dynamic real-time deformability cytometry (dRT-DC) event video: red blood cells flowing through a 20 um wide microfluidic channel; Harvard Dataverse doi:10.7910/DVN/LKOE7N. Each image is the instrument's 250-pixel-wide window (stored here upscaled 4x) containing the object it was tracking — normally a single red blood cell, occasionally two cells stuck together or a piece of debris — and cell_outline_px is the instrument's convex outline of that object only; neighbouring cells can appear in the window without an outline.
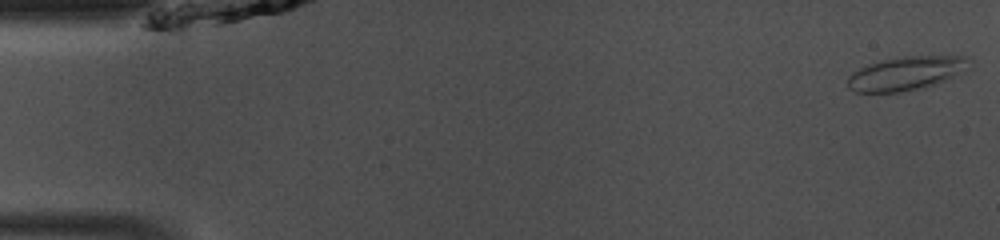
{"species": "common noctule bat (a hibernating species)", "species_latin": "Nyctalus noctula", "temperature_condition": "room temperature", "stored_images_in_passage": 47, "camera_frame_rate_fps": 3000, "um_per_image_px": 0.085, "animal": {"sex": "male", "body_mass_g": 13.0, "forearm_length_mm": 53.1}, "frame": {"image": 1, "passage_image": 1, "time_ms": 0.0, "image_size_px": [1000, 240], "cell_outline_px": [[972, 68], [944, 80], [924, 88], [900, 92], [856, 92], [848, 88], [848, 76], [852, 72], [868, 64], [884, 60], [904, 56], [972, 56]], "centroid_in_image_um": [77.09, 6.22], "position_along_channel_um": 7.9, "area_um2": 24.1}}
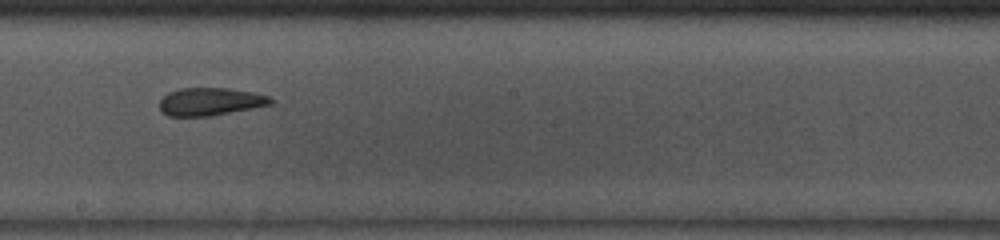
{"frame": {"image": 2, "passage_image": 26, "time_ms": 8.333, "image_size_px": [1000, 240], "cell_outline_px": [[276, 100], [272, 104], [252, 108], [208, 116], [168, 116], [160, 112], [160, 100], [168, 92], [180, 88], [228, 88], [252, 92], [268, 96]], "centroid_in_image_um": [17.86, 8.63], "position_along_channel_um": 230.3, "area_um2": 17.98}}
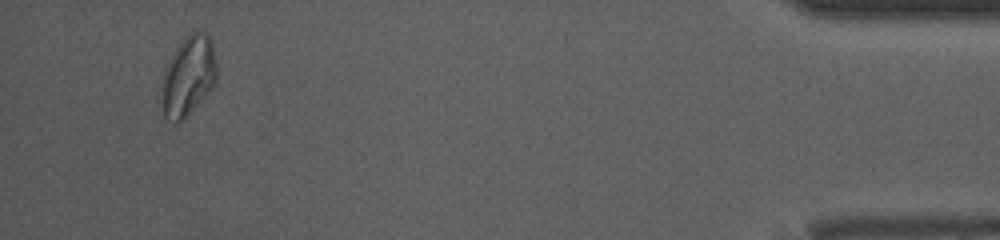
{"frame": {"image": 3, "passage_image": 45, "time_ms": 14.667, "image_size_px": [1000, 240], "cell_outline_px": [[216, 80], [212, 88], [184, 120], [176, 124], [164, 116], [160, 76], [172, 52], [192, 32], [204, 32], [212, 40], [216, 64]], "centroid_in_image_um": [15.98, 6.49], "position_along_channel_um": 419.2, "area_um2": 25.72}, "authors_computed_cell_mechanics": {"area_um2": 20.3456, "velocity_mm_per_s": 4.1418, "shape_relaxation_time_tau1_ms": null, "shape_relaxation_time_tau2_ms": 1.1778, "deformation_change_tau1": null, "deformation_change_tau2": 0.0625}}